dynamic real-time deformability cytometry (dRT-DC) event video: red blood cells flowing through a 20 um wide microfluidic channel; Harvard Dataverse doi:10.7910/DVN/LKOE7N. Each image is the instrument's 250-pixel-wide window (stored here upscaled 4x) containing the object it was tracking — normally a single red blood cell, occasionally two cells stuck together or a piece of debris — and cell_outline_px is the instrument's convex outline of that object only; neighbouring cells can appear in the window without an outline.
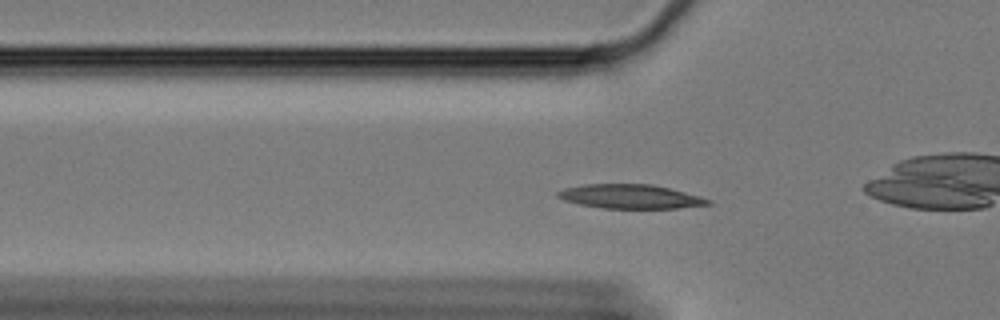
{"species": "Egyptian fruit bat (a non-hibernating species)", "species_latin": "Rousettus aegyptiacus", "temperature_condition": "cold", "stored_images_in_passage": 58, "camera_frame_rate_fps": 3000, "um_per_image_px": 0.085, "animal": {"sex": "female"}, "frame": {"image": 1, "passage_image": 17, "time_ms": 5.333, "image_size_px": [1000, 320], "cell_outline_px": [[712, 204], [676, 208], [604, 208], [580, 204], [564, 200], [556, 196], [556, 192], [564, 188], [584, 184], [652, 184], [700, 196], [712, 200]], "centroid_in_image_um": [53.57, 16.7], "position_along_channel_um": 72.2, "area_um2": 20.98}}
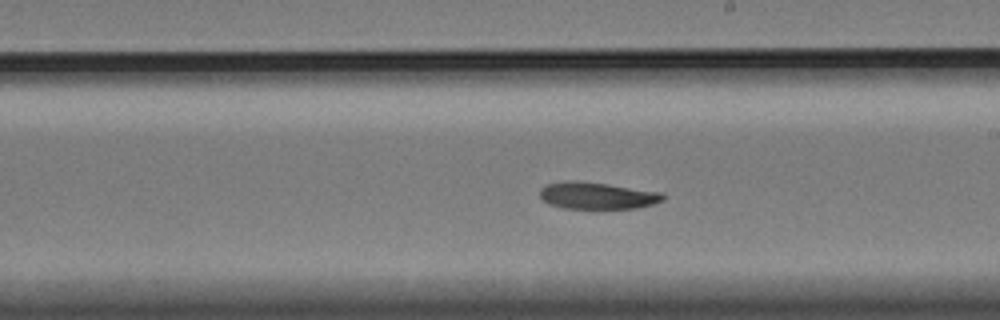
{"frame": {"image": 2, "passage_image": 32, "time_ms": 10.333, "image_size_px": [1000, 320], "cell_outline_px": [[668, 196], [664, 200], [652, 204], [636, 208], [564, 208], [548, 204], [540, 196], [540, 188], [548, 184], [568, 180], [576, 180], [608, 184], [664, 192]], "centroid_in_image_um": [50.81, 16.62], "position_along_channel_um": 238.2, "area_um2": 19.42}}
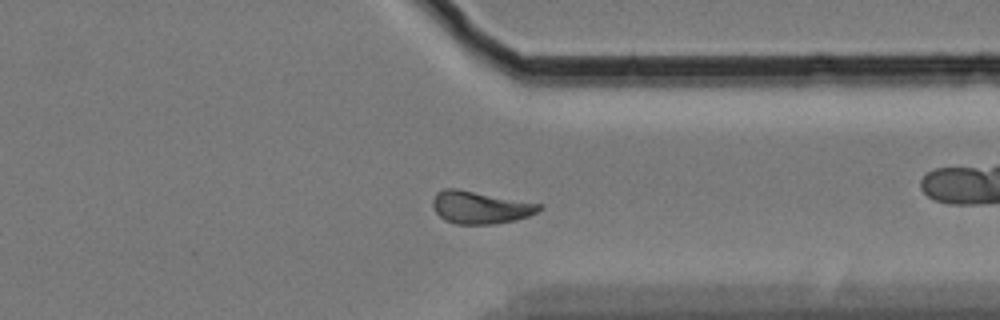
{"frame": {"image": 3, "passage_image": 44, "time_ms": 14.333, "image_size_px": [1000, 320], "cell_outline_px": [[544, 208], [528, 216], [516, 220], [492, 224], [456, 224], [444, 220], [436, 212], [432, 204], [432, 200], [436, 192], [444, 188], [456, 188], [544, 204]], "centroid_in_image_um": [40.83, 17.62], "position_along_channel_um": 370.6, "area_um2": 20.35}, "authors_computed_cell_mechanics": {"area_um2": 19.9699, "velocity_mm_per_s": 3.3197, "shape_relaxation_time_tau1_ms": 6.7279, "shape_relaxation_time_tau2_ms": null, "deformation_change_tau1": 0.1228, "deformation_change_tau2": null}}